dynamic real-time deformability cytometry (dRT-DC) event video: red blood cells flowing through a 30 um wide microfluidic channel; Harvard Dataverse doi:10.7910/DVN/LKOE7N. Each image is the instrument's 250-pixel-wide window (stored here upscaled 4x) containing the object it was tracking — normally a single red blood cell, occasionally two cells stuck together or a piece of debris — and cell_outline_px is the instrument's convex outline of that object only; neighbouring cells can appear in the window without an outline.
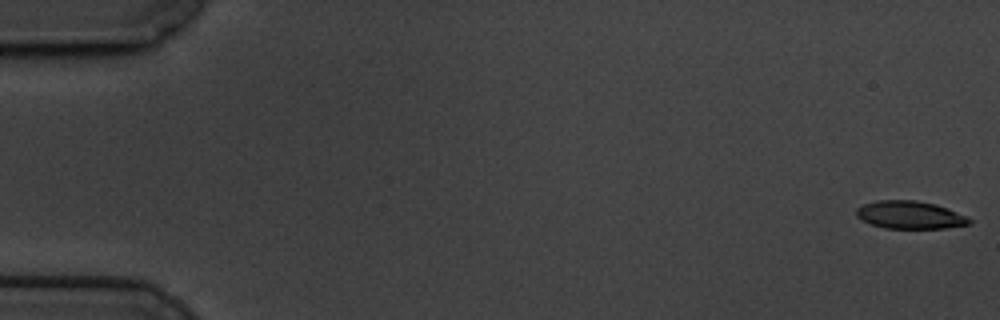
{"species": "common noctule bat (a hibernating species)", "species_latin": "Nyctalus noctula", "temperature_condition": "cold", "stored_images_in_passage": 59, "camera_frame_rate_fps": 3000, "um_per_image_px": 0.085, "animal": {"sex": "male", "body_mass_g": 19.5, "forearm_length_mm": 54.6}, "frame": {"image": 1, "passage_image": 1, "time_ms": 0.0, "image_size_px": [1000, 320], "cell_outline_px": [[972, 224], [944, 228], [884, 228], [872, 224], [856, 216], [856, 208], [864, 204], [876, 200], [916, 200], [936, 204], [948, 208], [968, 216], [972, 220]], "centroid_in_image_um": [77.39, 18.26], "position_along_channel_um": 7.6, "area_um2": 18.38}}
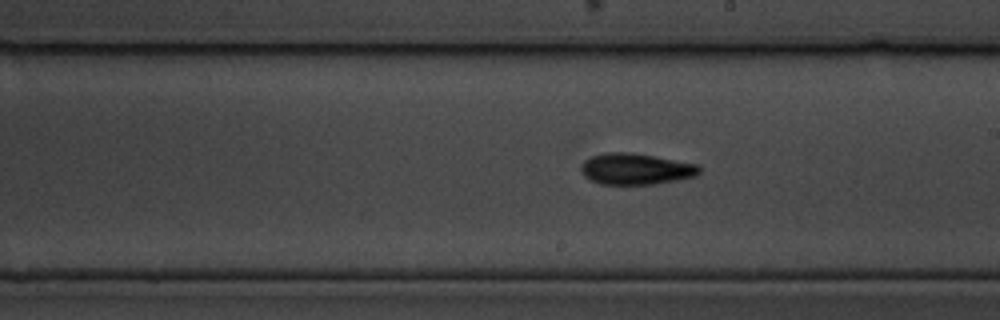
{"frame": {"image": 2, "passage_image": 34, "time_ms": 11.0, "image_size_px": [1000, 320], "cell_outline_px": [[700, 172], [696, 176], [656, 184], [600, 184], [588, 180], [584, 176], [580, 168], [580, 164], [584, 160], [592, 156], [608, 152], [632, 152], [700, 164]], "centroid_in_image_um": [54.04, 14.36], "position_along_channel_um": 235.0, "area_um2": 21.79}}
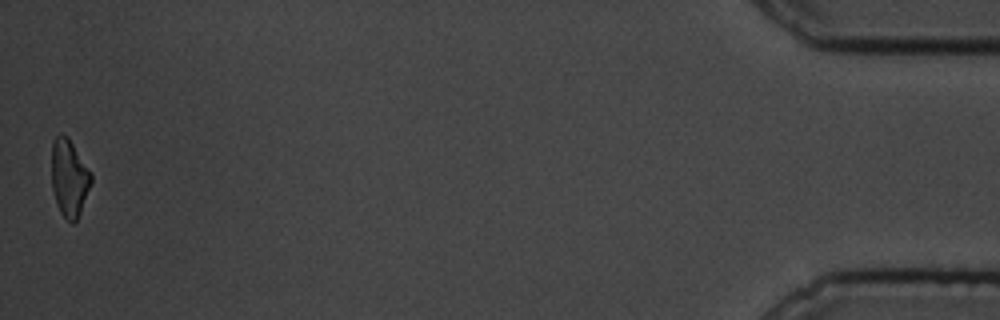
{"frame": {"image": 3, "passage_image": 59, "time_ms": 19.333, "image_size_px": [1000, 320], "cell_outline_px": [[92, 180], [80, 212], [76, 220], [72, 224], [60, 212], [56, 204], [52, 188], [52, 140], [60, 132], [68, 136], [92, 172]], "centroid_in_image_um": [5.88, 15.07], "position_along_channel_um": 429.3, "area_um2": 17.92}, "authors_computed_cell_mechanics": {"area_um2": 19.7676, "velocity_mm_per_s": 3.4026, "shape_relaxation_time_tau1_ms": 4.4336, "shape_relaxation_time_tau2_ms": 7.7831, "deformation_change_tau1": 0.1467, "deformation_change_tau2": 0.1671}}